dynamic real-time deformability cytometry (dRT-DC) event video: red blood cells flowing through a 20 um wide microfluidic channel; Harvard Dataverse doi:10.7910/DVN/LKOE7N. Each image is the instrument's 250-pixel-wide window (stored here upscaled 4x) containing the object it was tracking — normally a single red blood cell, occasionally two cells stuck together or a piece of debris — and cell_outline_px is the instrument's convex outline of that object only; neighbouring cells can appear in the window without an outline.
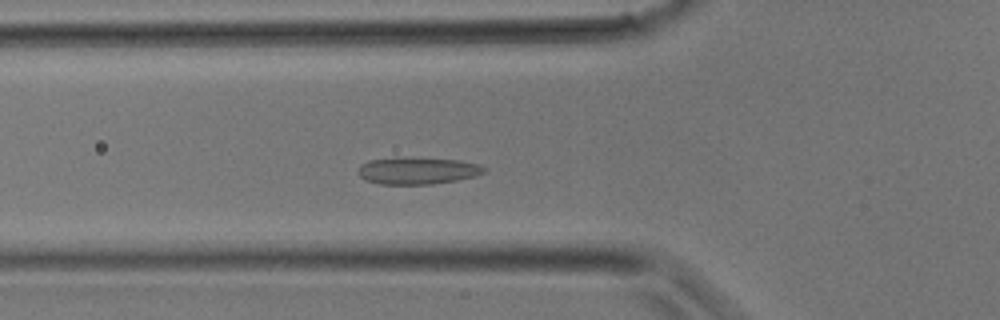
{"species": "common noctule bat (a hibernating species)", "species_latin": "Nyctalus noctula", "temperature_condition": "room temperature", "stored_images_in_passage": 28, "camera_frame_rate_fps": 3000, "um_per_image_px": 0.085, "animal": {"sex": "male", "body_mass_g": 17.9}, "frame": {"image": 1, "passage_image": 6, "time_ms": 1.667, "image_size_px": [1000, 320], "cell_outline_px": [[484, 172], [476, 176], [456, 180], [432, 184], [380, 184], [364, 180], [356, 172], [360, 164], [368, 160], [460, 160], [480, 164], [484, 168]], "centroid_in_image_um": [35.47, 14.56], "position_along_channel_um": 90.3, "area_um2": 18.9}}
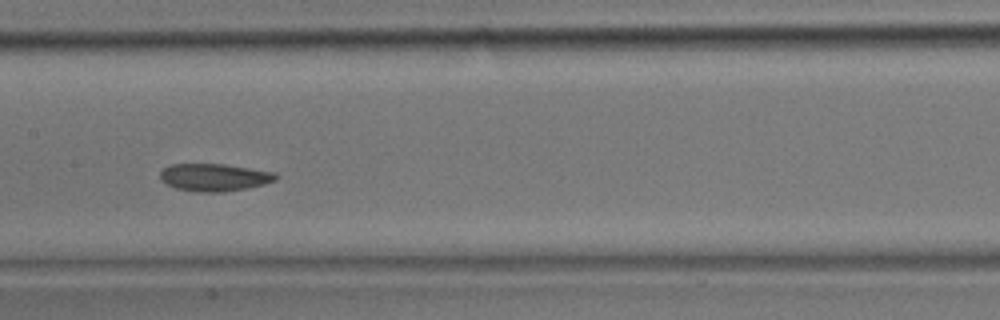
{"frame": {"image": 2, "passage_image": 11, "time_ms": 3.333, "image_size_px": [1000, 320], "cell_outline_px": [[280, 176], [276, 180], [264, 184], [248, 188], [224, 192], [200, 192], [176, 188], [160, 180], [160, 172], [164, 168], [172, 164], [224, 164], [276, 172]], "centroid_in_image_um": [18.26, 15.07], "position_along_channel_um": 189.1, "area_um2": 18.61}}
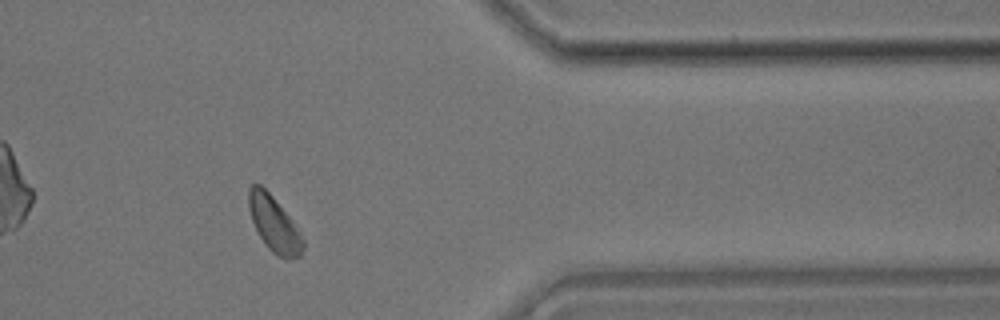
{"frame": {"image": 3, "passage_image": 22, "time_ms": 7.0, "image_size_px": [1000, 320], "cell_outline_px": [[304, 248], [300, 256], [288, 260], [284, 260], [272, 252], [264, 244], [252, 220], [248, 208], [248, 188], [252, 184], [260, 184], [272, 196], [292, 220], [304, 240]], "centroid_in_image_um": [23.3, 19.07], "position_along_channel_um": 388.1, "area_um2": 17.51}}